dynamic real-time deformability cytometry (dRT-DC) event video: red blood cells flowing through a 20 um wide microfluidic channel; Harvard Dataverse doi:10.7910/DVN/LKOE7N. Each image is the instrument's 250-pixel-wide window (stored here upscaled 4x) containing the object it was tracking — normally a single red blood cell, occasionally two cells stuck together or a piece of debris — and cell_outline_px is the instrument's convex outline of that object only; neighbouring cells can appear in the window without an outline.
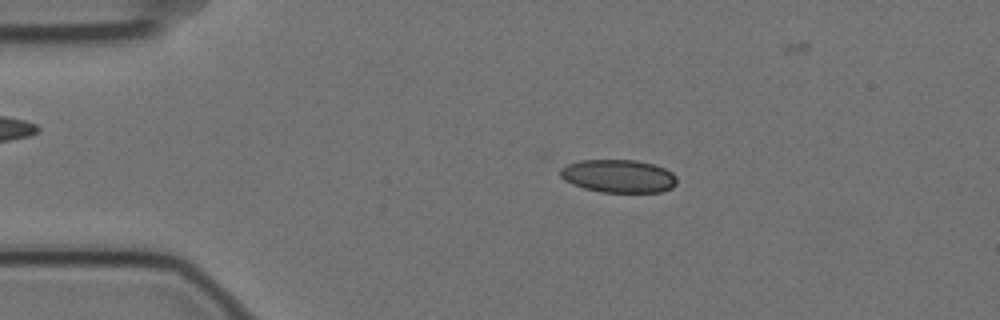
{"species": "Egyptian fruit bat (a non-hibernating species)", "species_latin": "Rousettus aegyptiacus", "temperature_condition": "cold", "stored_images_in_passage": 57, "camera_frame_rate_fps": 3000, "um_per_image_px": 0.085, "animal": {"sex": "female"}, "frame": {"image": 1, "passage_image": 11, "time_ms": 3.333, "image_size_px": [1000, 320], "cell_outline_px": [[676, 184], [672, 188], [660, 192], [600, 192], [584, 188], [572, 184], [564, 180], [560, 176], [560, 168], [568, 164], [580, 160], [636, 160], [652, 164], [664, 168], [672, 172], [676, 176]], "centroid_in_image_um": [52.56, 14.97], "position_along_channel_um": 32.4, "area_um2": 22.48}}
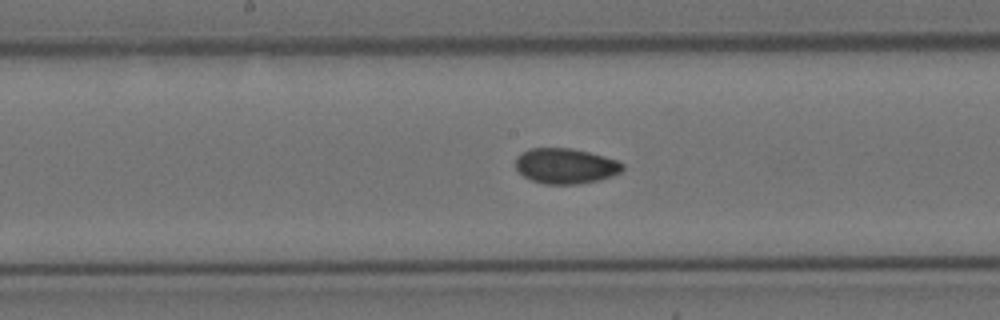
{"frame": {"image": 2, "passage_image": 29, "time_ms": 9.333, "image_size_px": [1000, 320], "cell_outline_px": [[624, 168], [620, 172], [612, 176], [600, 180], [576, 184], [544, 184], [532, 180], [524, 176], [516, 168], [516, 156], [520, 152], [528, 148], [572, 148], [604, 156], [616, 160], [624, 164]], "centroid_in_image_um": [48.06, 14.1], "position_along_channel_um": 200.1, "area_um2": 22.14}}
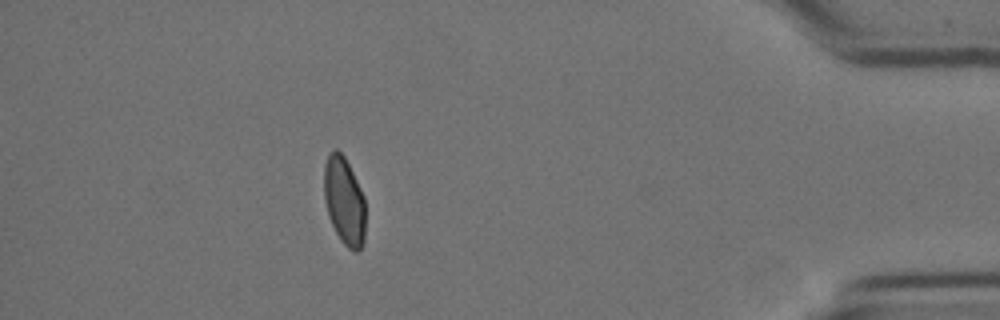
{"frame": {"image": 3, "passage_image": 51, "time_ms": 16.667, "image_size_px": [1000, 320], "cell_outline_px": [[364, 240], [360, 248], [356, 252], [348, 248], [340, 240], [328, 216], [324, 200], [324, 164], [328, 152], [332, 148], [336, 148], [344, 156], [364, 196]], "centroid_in_image_um": [29.23, 17.04], "position_along_channel_um": 406.0, "area_um2": 21.21}, "authors_computed_cell_mechanics": {"area_um2": 21.964, "velocity_mm_per_s": 3.4947, "shape_relaxation_time_tau1_ms": 10.0226, "shape_relaxation_time_tau2_ms": 1.8594, "deformation_change_tau1": 0.1477, "deformation_change_tau2": 0.0444}}